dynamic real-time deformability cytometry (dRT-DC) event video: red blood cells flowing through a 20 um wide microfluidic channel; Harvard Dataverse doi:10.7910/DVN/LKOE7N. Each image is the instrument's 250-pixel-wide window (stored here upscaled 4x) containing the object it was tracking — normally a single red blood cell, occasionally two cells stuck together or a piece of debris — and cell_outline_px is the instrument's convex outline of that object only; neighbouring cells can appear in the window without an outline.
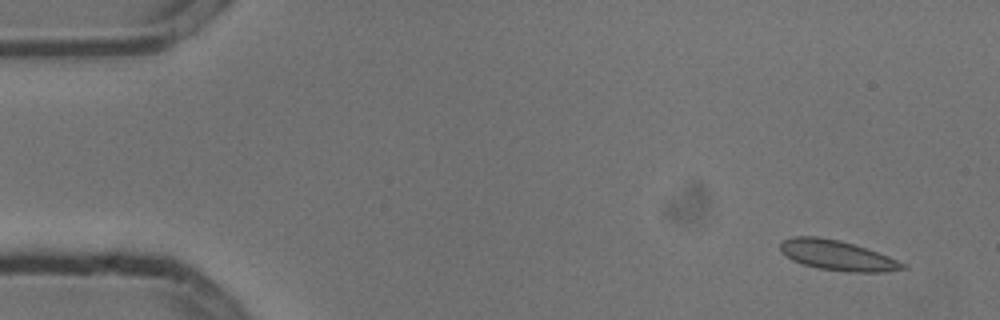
{"species": "common noctule bat (a hibernating species)", "species_latin": "Nyctalus noctula", "temperature_condition": "cold", "stored_images_in_passage": 9, "camera_frame_rate_fps": 3000, "um_per_image_px": 0.085, "animal": {"sex": "male", "body_mass_g": 13.3}, "frame": {"image": 1, "passage_image": 2, "time_ms": 0.333, "image_size_px": [1000, 320], "cell_outline_px": [[908, 268], [884, 272], [848, 272], [816, 268], [792, 260], [780, 252], [780, 244], [784, 240], [792, 236], [820, 236], [840, 240], [856, 244], [888, 256], [904, 264]], "centroid_in_image_um": [71.14, 21.7], "position_along_channel_um": 13.9, "area_um2": 21.56}}
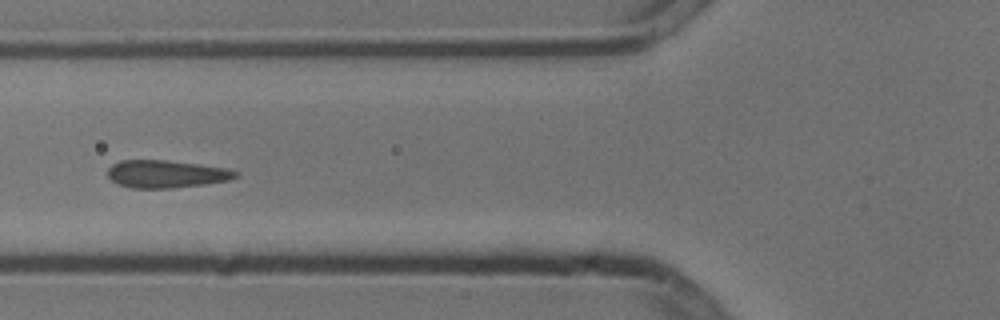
{"frame": {"image": 2, "passage_image": 6, "time_ms": 1.667, "image_size_px": [1000, 320], "cell_outline_px": [[240, 176], [228, 180], [204, 184], [172, 188], [132, 188], [116, 184], [108, 176], [108, 168], [112, 164], [120, 160], [168, 160], [200, 164], [228, 168], [240, 172]], "centroid_in_image_um": [14.15, 14.78], "position_along_channel_um": 111.7, "area_um2": 20.81}}
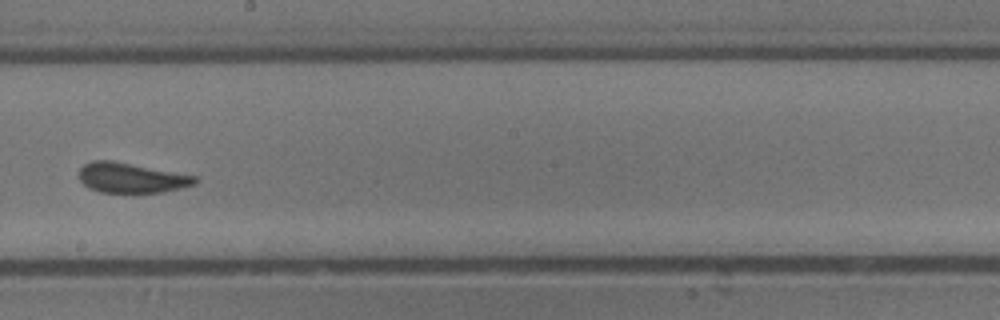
{"frame": {"image": 3, "passage_image": 9, "time_ms": 2.667, "image_size_px": [1000, 320], "cell_outline_px": [[196, 184], [164, 192], [100, 192], [88, 188], [80, 180], [80, 168], [84, 164], [92, 160], [112, 160], [196, 176]], "centroid_in_image_um": [11.14, 15.11], "position_along_channel_um": 237.1, "area_um2": 20.11}}